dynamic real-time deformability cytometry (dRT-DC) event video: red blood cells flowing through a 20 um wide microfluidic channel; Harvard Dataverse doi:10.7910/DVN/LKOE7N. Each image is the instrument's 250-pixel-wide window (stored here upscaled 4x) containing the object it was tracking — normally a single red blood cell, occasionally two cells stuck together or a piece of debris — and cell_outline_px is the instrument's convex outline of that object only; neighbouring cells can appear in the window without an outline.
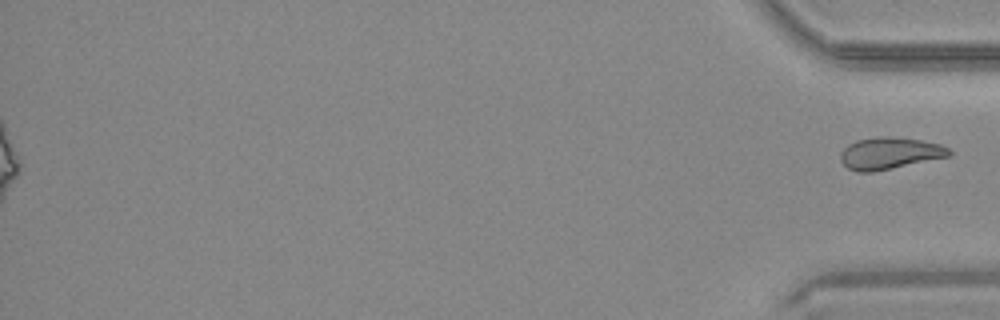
{"species": "common noctule bat (a hibernating species)", "species_latin": "Nyctalus noctula", "temperature_condition": "warm", "stored_images_in_passage": 47, "segment_of_instrument_passage": [2, 2], "camera_frame_rate_fps": 3000, "um_per_image_px": 0.085, "animal": {"sex": "male", "body_mass_g": 20.4}, "frame": {"image": 1, "passage_image": 47, "time_ms": 15.333, "image_size_px": [1000, 320], "cell_outline_px": [[952, 152], [948, 156], [872, 172], [856, 172], [848, 168], [840, 160], [840, 152], [848, 144], [856, 140], [876, 136], [888, 136], [920, 140], [940, 144], [948, 148]], "centroid_in_image_um": [75.56, 13.01], "position_along_channel_um": 359.6, "area_um2": 20.0}}